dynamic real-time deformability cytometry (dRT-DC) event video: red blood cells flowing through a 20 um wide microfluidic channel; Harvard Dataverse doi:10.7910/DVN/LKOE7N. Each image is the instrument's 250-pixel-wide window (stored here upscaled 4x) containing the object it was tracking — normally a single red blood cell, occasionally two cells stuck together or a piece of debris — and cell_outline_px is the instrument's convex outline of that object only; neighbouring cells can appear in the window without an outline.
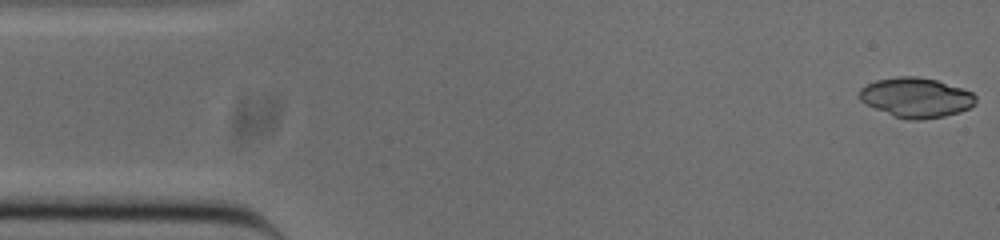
{"species": "common noctule bat (a hibernating species)", "species_latin": "Nyctalus noctula", "temperature_condition": "cold", "stored_images_in_passage": 51, "camera_frame_rate_fps": 3000, "um_per_image_px": 0.085, "animal": {"sex": "male", "body_mass_g": 20.0, "forearm_length_mm": 53.3}, "frame": {"image": 1, "passage_image": 1, "time_ms": 0.0, "image_size_px": [1000, 240], "cell_outline_px": [[976, 104], [960, 112], [944, 116], [924, 120], [908, 120], [896, 116], [864, 104], [860, 100], [860, 88], [876, 80], [896, 76], [916, 76], [936, 80], [972, 92], [976, 96]], "centroid_in_image_um": [77.87, 8.29], "position_along_channel_um": 7.1, "area_um2": 26.88}}
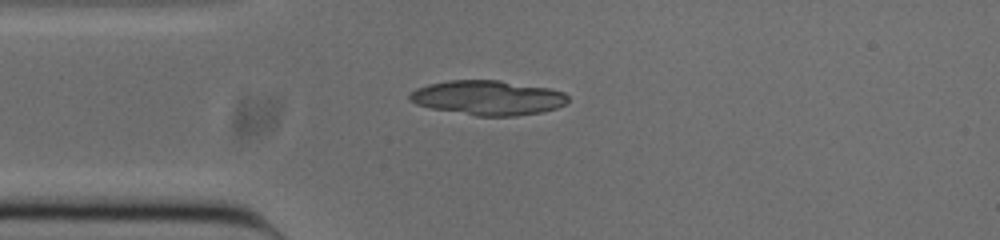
{"frame": {"image": 2, "passage_image": 12, "time_ms": 3.667, "image_size_px": [1000, 240], "cell_outline_px": [[568, 100], [564, 104], [556, 108], [540, 112], [516, 116], [476, 116], [432, 108], [416, 104], [408, 100], [408, 96], [416, 88], [428, 84], [448, 80], [500, 80], [548, 88], [564, 92], [568, 96]], "centroid_in_image_um": [41.45, 8.3], "position_along_channel_um": 43.5, "area_um2": 31.91}}